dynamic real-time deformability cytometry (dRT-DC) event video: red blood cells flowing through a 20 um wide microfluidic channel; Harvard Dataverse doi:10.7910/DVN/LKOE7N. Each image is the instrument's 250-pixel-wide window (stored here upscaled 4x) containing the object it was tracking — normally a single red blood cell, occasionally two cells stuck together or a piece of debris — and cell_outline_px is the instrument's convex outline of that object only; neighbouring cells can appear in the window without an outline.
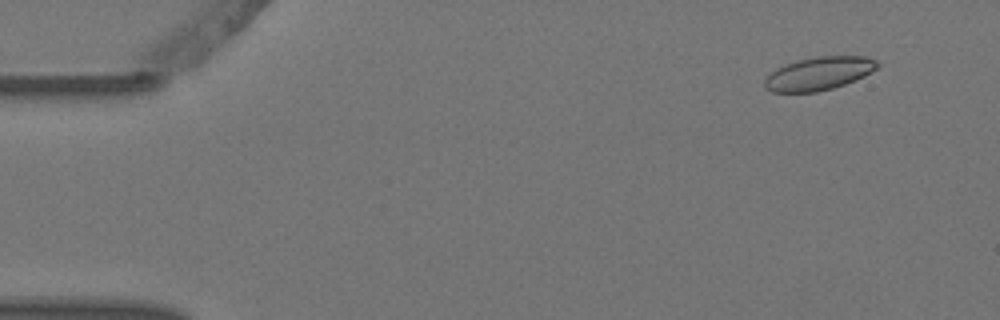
{"species": "Egyptian fruit bat (a non-hibernating species)", "species_latin": "Rousettus aegyptiacus", "temperature_condition": "warm", "stored_images_in_passage": 3, "camera_frame_rate_fps": 3000, "um_per_image_px": 0.085, "animal": {"sex": "female"}, "frame": {"image": 1, "passage_image": 2, "time_ms": 0.333, "image_size_px": [1000, 320], "cell_outline_px": [[880, 64], [876, 68], [864, 76], [856, 80], [832, 88], [816, 92], [772, 92], [764, 88], [764, 80], [776, 68], [784, 64], [796, 60], [816, 56], [864, 56], [876, 60]], "centroid_in_image_um": [69.58, 6.24], "position_along_channel_um": 15.4, "area_um2": 21.85}}